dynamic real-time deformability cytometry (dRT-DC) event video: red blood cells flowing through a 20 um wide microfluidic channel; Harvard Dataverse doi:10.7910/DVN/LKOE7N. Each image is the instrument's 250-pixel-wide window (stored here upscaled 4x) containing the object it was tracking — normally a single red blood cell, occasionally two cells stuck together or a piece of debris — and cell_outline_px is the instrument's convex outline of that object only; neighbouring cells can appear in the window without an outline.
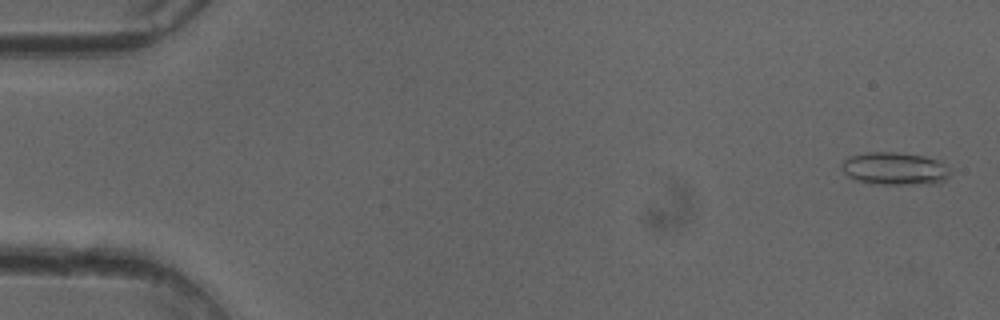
{"species": "common noctule bat (a hibernating species)", "species_latin": "Nyctalus noctula", "temperature_condition": "cold", "stored_images_in_passage": 51, "camera_frame_rate_fps": 3000, "um_per_image_px": 0.085, "animal": {"sex": "female"}, "frame": {"image": 1, "passage_image": 2, "time_ms": 0.333, "image_size_px": [1000, 320], "cell_outline_px": [[952, 172], [944, 180], [936, 184], [868, 184], [852, 180], [840, 168], [840, 164], [848, 156], [868, 152], [896, 152], [924, 156], [940, 160], [948, 164], [952, 168]], "centroid_in_image_um": [76.07, 14.34], "position_along_channel_um": 8.9, "area_um2": 21.39}}
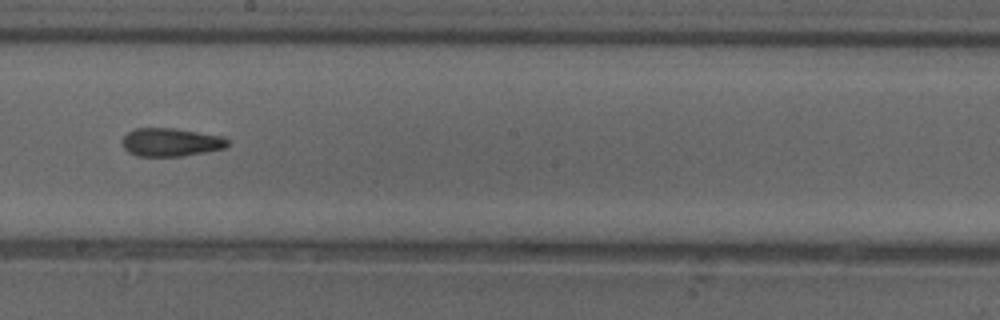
{"frame": {"image": 2, "passage_image": 29, "time_ms": 9.333, "image_size_px": [1000, 320], "cell_outline_px": [[228, 144], [224, 148], [184, 156], [136, 156], [128, 152], [124, 148], [124, 136], [128, 132], [136, 128], [172, 128], [224, 136], [228, 140]], "centroid_in_image_um": [14.53, 12.09], "position_along_channel_um": 233.7, "area_um2": 17.22}}
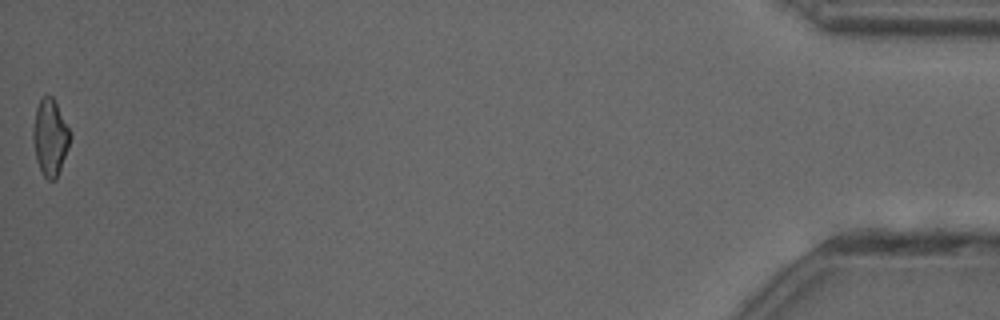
{"frame": {"image": 3, "passage_image": 51, "time_ms": 16.667, "image_size_px": [1000, 320], "cell_outline_px": [[72, 136], [68, 148], [56, 180], [48, 180], [44, 176], [36, 160], [32, 140], [32, 128], [36, 108], [40, 96], [52, 96]], "centroid_in_image_um": [4.24, 11.68], "position_along_channel_um": 431.0, "area_um2": 16.47}, "authors_computed_cell_mechanics": {"area_um2": 17.6868, "velocity_mm_per_s": 4.0763, "shape_relaxation_time_tau1_ms": null, "shape_relaxation_time_tau2_ms": 3.1517, "deformation_change_tau1": null, "deformation_change_tau2": 0.1209}}